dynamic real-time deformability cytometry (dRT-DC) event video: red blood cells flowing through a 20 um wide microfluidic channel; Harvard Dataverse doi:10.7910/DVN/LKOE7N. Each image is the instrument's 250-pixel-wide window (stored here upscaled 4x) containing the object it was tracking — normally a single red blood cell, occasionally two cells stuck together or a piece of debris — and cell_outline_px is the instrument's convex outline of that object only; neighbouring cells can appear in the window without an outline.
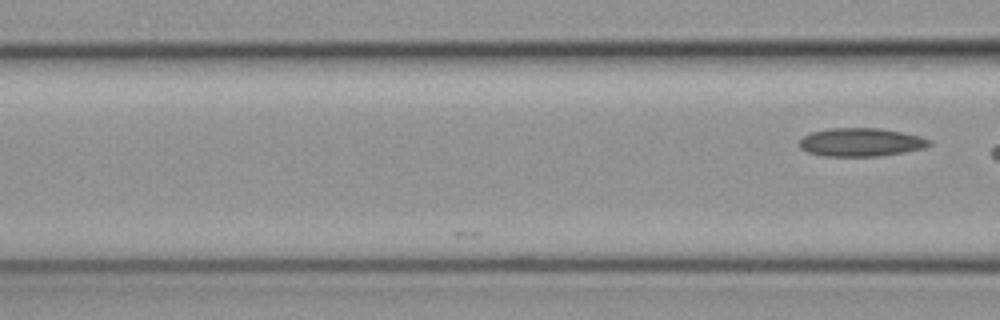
{"species": "common noctule bat (a hibernating species)", "species_latin": "Nyctalus noctula", "temperature_condition": "cold", "stored_images_in_passage": 5, "camera_frame_rate_fps": 3000, "um_per_image_px": 0.085, "animal": {"sex": "female", "body_mass_g": 19.3, "forearm_length_mm": 54.1}, "frame": {"image": 1, "passage_image": 5, "time_ms": 1.333, "image_size_px": [1000, 320], "cell_outline_px": [[932, 144], [924, 148], [904, 152], [880, 156], [824, 156], [808, 152], [800, 148], [800, 140], [804, 136], [812, 132], [828, 128], [880, 128], [920, 136], [932, 140]], "centroid_in_image_um": [73.2, 12.09], "position_along_channel_um": 93.4, "area_um2": 21.44}}